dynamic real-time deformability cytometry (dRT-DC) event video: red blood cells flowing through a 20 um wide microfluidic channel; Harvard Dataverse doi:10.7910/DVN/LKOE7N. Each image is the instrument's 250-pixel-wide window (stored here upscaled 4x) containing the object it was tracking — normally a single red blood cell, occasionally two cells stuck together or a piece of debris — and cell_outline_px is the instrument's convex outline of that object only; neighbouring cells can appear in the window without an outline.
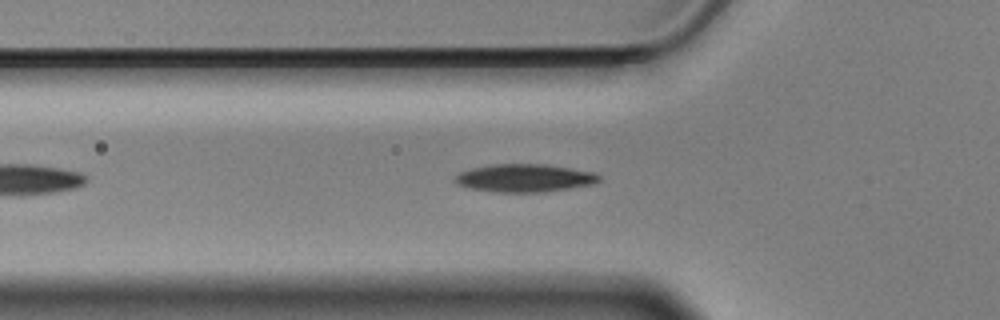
{"species": "Egyptian fruit bat (a non-hibernating species)", "species_latin": "Rousettus aegyptiacus", "temperature_condition": "cold", "stored_images_in_passage": 31, "camera_frame_rate_fps": 3000, "um_per_image_px": 0.085, "animal": {"sex": "male"}, "frame": {"image": 1, "passage_image": 9, "time_ms": 2.667, "image_size_px": [1000, 320], "cell_outline_px": [[600, 180], [592, 184], [544, 192], [496, 192], [472, 188], [460, 184], [452, 180], [460, 172], [472, 168], [492, 164], [544, 164], [596, 172], [600, 176]], "centroid_in_image_um": [44.61, 15.12], "position_along_channel_um": 81.2, "area_um2": 23.24}}
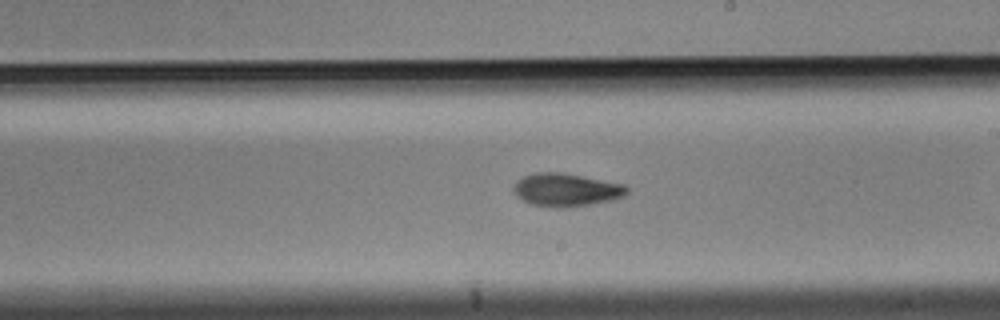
{"frame": {"image": 2, "passage_image": 19, "time_ms": 6.0, "image_size_px": [1000, 320], "cell_outline_px": [[628, 192], [624, 196], [612, 200], [592, 204], [568, 208], [560, 208], [532, 204], [516, 196], [512, 188], [516, 180], [524, 176], [536, 172], [560, 172], [624, 184], [628, 188]], "centroid_in_image_um": [48.12, 16.14], "position_along_channel_um": 240.9, "area_um2": 21.85}}
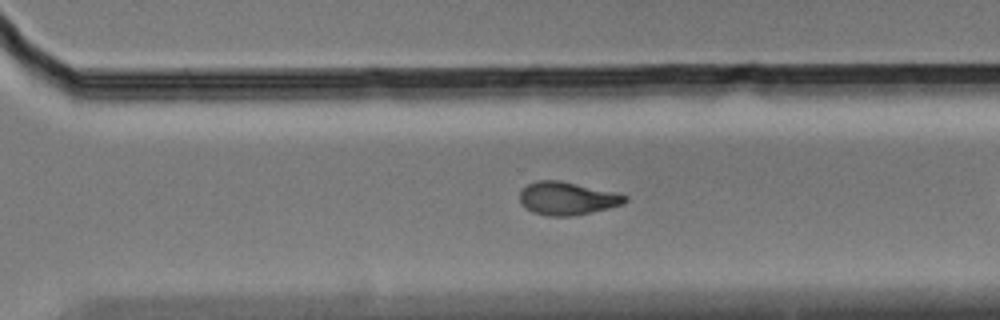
{"frame": {"image": 3, "passage_image": 26, "time_ms": 8.333, "image_size_px": [1000, 320], "cell_outline_px": [[628, 200], [624, 204], [592, 212], [568, 216], [548, 216], [532, 212], [520, 200], [520, 192], [528, 184], [536, 180], [560, 180], [616, 192], [628, 196]], "centroid_in_image_um": [48.25, 16.85], "position_along_channel_um": 322.3, "area_um2": 20.17}}